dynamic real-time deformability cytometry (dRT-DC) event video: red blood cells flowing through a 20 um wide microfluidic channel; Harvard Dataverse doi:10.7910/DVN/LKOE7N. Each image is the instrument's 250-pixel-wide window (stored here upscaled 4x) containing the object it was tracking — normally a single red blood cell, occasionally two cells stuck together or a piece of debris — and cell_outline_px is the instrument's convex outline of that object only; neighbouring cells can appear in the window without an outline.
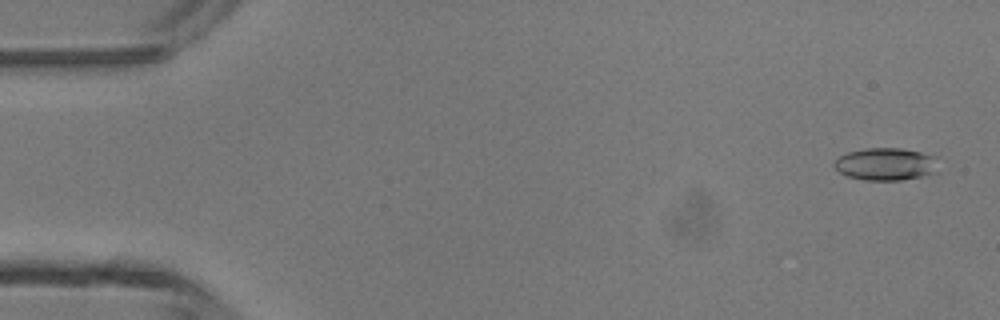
{"species": "common noctule bat (a hibernating species)", "species_latin": "Nyctalus noctula", "temperature_condition": "room temperature", "stored_images_in_passage": 47, "camera_frame_rate_fps": 3000, "um_per_image_px": 0.085, "animal": {"sex": "male", "body_mass_g": 13.3}, "frame": {"image": 1, "passage_image": 2, "time_ms": 0.333, "image_size_px": [1000, 320], "cell_outline_px": [[948, 168], [944, 172], [900, 180], [868, 180], [848, 176], [840, 172], [836, 168], [836, 160], [840, 156], [848, 152], [864, 148], [900, 148], [920, 152], [936, 156]], "centroid_in_image_um": [75.52, 13.95], "position_along_channel_um": 9.5, "area_um2": 20.35}}
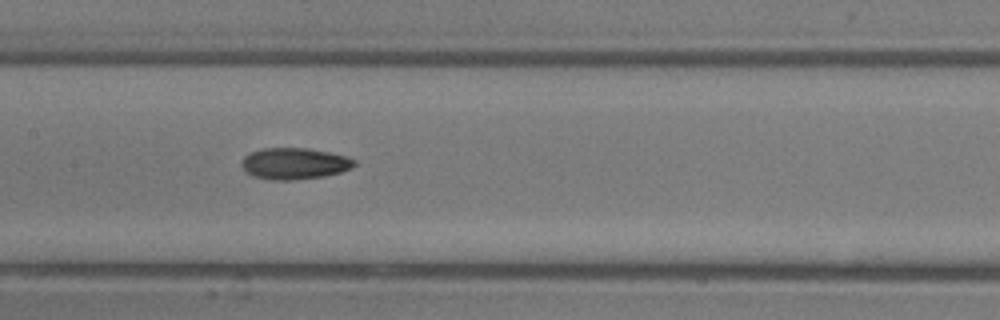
{"frame": {"image": 2, "passage_image": 23, "time_ms": 7.333, "image_size_px": [1000, 320], "cell_outline_px": [[356, 164], [352, 168], [340, 172], [324, 176], [292, 180], [272, 180], [252, 176], [244, 172], [240, 164], [244, 156], [252, 152], [264, 148], [308, 148], [348, 156], [356, 160]], "centroid_in_image_um": [25.02, 13.9], "position_along_channel_um": 182.4, "area_um2": 20.81}}
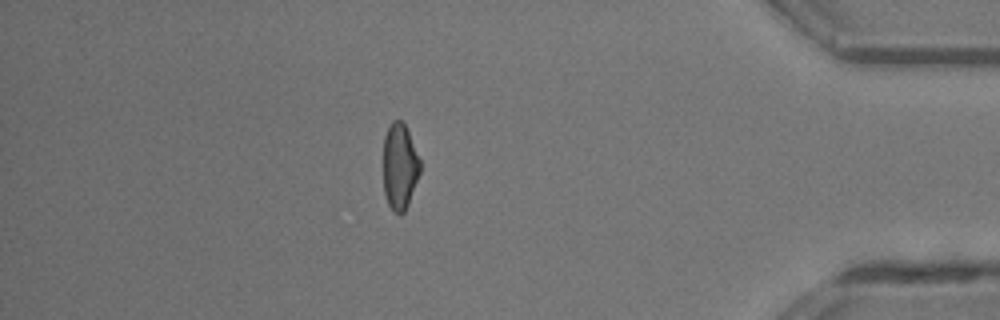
{"frame": {"image": 3, "passage_image": 41, "time_ms": 13.333, "image_size_px": [1000, 320], "cell_outline_px": [[420, 172], [408, 204], [404, 212], [400, 216], [392, 212], [388, 204], [384, 192], [384, 136], [392, 120], [400, 120], [404, 124], [408, 132], [420, 160]], "centroid_in_image_um": [33.97, 14.19], "position_along_channel_um": 401.2, "area_um2": 18.38}, "authors_computed_cell_mechanics": {"area_um2": 19.8254, "velocity_mm_per_s": 4.3755, "shape_relaxation_time_tau1_ms": 4.4811, "shape_relaxation_time_tau2_ms": 5.2177, "deformation_change_tau1": 0.1347, "deformation_change_tau2": 0.1274}}